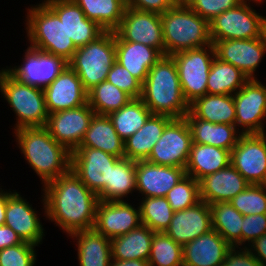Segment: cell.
<instances>
[{"mask_svg": "<svg viewBox=\"0 0 266 266\" xmlns=\"http://www.w3.org/2000/svg\"><path fill=\"white\" fill-rule=\"evenodd\" d=\"M42 191L46 217L69 236L94 228L98 195L72 170L46 184Z\"/></svg>", "mask_w": 266, "mask_h": 266, "instance_id": "6da1fadb", "label": "cell"}, {"mask_svg": "<svg viewBox=\"0 0 266 266\" xmlns=\"http://www.w3.org/2000/svg\"><path fill=\"white\" fill-rule=\"evenodd\" d=\"M14 132L19 149L43 186L71 170V152L45 127H22Z\"/></svg>", "mask_w": 266, "mask_h": 266, "instance_id": "7a4b0ae2", "label": "cell"}, {"mask_svg": "<svg viewBox=\"0 0 266 266\" xmlns=\"http://www.w3.org/2000/svg\"><path fill=\"white\" fill-rule=\"evenodd\" d=\"M140 99L152 114L181 119L189 112L172 56L163 55L149 70Z\"/></svg>", "mask_w": 266, "mask_h": 266, "instance_id": "3957f363", "label": "cell"}, {"mask_svg": "<svg viewBox=\"0 0 266 266\" xmlns=\"http://www.w3.org/2000/svg\"><path fill=\"white\" fill-rule=\"evenodd\" d=\"M165 55L212 44L209 21L200 17L183 1L160 14Z\"/></svg>", "mask_w": 266, "mask_h": 266, "instance_id": "277c9868", "label": "cell"}, {"mask_svg": "<svg viewBox=\"0 0 266 266\" xmlns=\"http://www.w3.org/2000/svg\"><path fill=\"white\" fill-rule=\"evenodd\" d=\"M28 10L26 33L31 43L29 47L61 57L68 63L77 48L68 38L65 24L44 2Z\"/></svg>", "mask_w": 266, "mask_h": 266, "instance_id": "5b68a950", "label": "cell"}, {"mask_svg": "<svg viewBox=\"0 0 266 266\" xmlns=\"http://www.w3.org/2000/svg\"><path fill=\"white\" fill-rule=\"evenodd\" d=\"M0 92L16 114L14 130L22 127H45L48 119L43 89L25 84L0 71Z\"/></svg>", "mask_w": 266, "mask_h": 266, "instance_id": "8992f818", "label": "cell"}, {"mask_svg": "<svg viewBox=\"0 0 266 266\" xmlns=\"http://www.w3.org/2000/svg\"><path fill=\"white\" fill-rule=\"evenodd\" d=\"M115 62V32L105 31L96 40L77 48L68 65L76 72L88 92L106 80Z\"/></svg>", "mask_w": 266, "mask_h": 266, "instance_id": "52a82bcc", "label": "cell"}, {"mask_svg": "<svg viewBox=\"0 0 266 266\" xmlns=\"http://www.w3.org/2000/svg\"><path fill=\"white\" fill-rule=\"evenodd\" d=\"M175 60L182 94L188 104L207 94V80L215 57L213 44L178 52Z\"/></svg>", "mask_w": 266, "mask_h": 266, "instance_id": "ba28073f", "label": "cell"}, {"mask_svg": "<svg viewBox=\"0 0 266 266\" xmlns=\"http://www.w3.org/2000/svg\"><path fill=\"white\" fill-rule=\"evenodd\" d=\"M243 0L236 7L224 11L209 21L211 41L260 38L265 16L256 13L250 3ZM263 3V0L250 2Z\"/></svg>", "mask_w": 266, "mask_h": 266, "instance_id": "9c48e42d", "label": "cell"}, {"mask_svg": "<svg viewBox=\"0 0 266 266\" xmlns=\"http://www.w3.org/2000/svg\"><path fill=\"white\" fill-rule=\"evenodd\" d=\"M192 143L186 119H173L165 127L146 161L162 166L185 168Z\"/></svg>", "mask_w": 266, "mask_h": 266, "instance_id": "30bf717a", "label": "cell"}, {"mask_svg": "<svg viewBox=\"0 0 266 266\" xmlns=\"http://www.w3.org/2000/svg\"><path fill=\"white\" fill-rule=\"evenodd\" d=\"M231 164L249 184L266 185V133H241Z\"/></svg>", "mask_w": 266, "mask_h": 266, "instance_id": "8fae6325", "label": "cell"}, {"mask_svg": "<svg viewBox=\"0 0 266 266\" xmlns=\"http://www.w3.org/2000/svg\"><path fill=\"white\" fill-rule=\"evenodd\" d=\"M235 102V126L242 127V134L264 133L266 119V85L258 79H249L233 95Z\"/></svg>", "mask_w": 266, "mask_h": 266, "instance_id": "7c38bea8", "label": "cell"}, {"mask_svg": "<svg viewBox=\"0 0 266 266\" xmlns=\"http://www.w3.org/2000/svg\"><path fill=\"white\" fill-rule=\"evenodd\" d=\"M118 159L99 149L78 147L71 152V170L92 192L99 195L110 183L111 166Z\"/></svg>", "mask_w": 266, "mask_h": 266, "instance_id": "4fadbf2b", "label": "cell"}, {"mask_svg": "<svg viewBox=\"0 0 266 266\" xmlns=\"http://www.w3.org/2000/svg\"><path fill=\"white\" fill-rule=\"evenodd\" d=\"M114 32L123 41L142 43L165 55L160 14L126 7L121 23Z\"/></svg>", "mask_w": 266, "mask_h": 266, "instance_id": "5bb4252c", "label": "cell"}, {"mask_svg": "<svg viewBox=\"0 0 266 266\" xmlns=\"http://www.w3.org/2000/svg\"><path fill=\"white\" fill-rule=\"evenodd\" d=\"M95 114L87 102L76 108L49 114L45 128L59 144L73 152L81 144Z\"/></svg>", "mask_w": 266, "mask_h": 266, "instance_id": "9a60e30c", "label": "cell"}, {"mask_svg": "<svg viewBox=\"0 0 266 266\" xmlns=\"http://www.w3.org/2000/svg\"><path fill=\"white\" fill-rule=\"evenodd\" d=\"M68 63L61 57L28 47L23 64L5 69L15 79L41 89L52 83Z\"/></svg>", "mask_w": 266, "mask_h": 266, "instance_id": "2e32d148", "label": "cell"}, {"mask_svg": "<svg viewBox=\"0 0 266 266\" xmlns=\"http://www.w3.org/2000/svg\"><path fill=\"white\" fill-rule=\"evenodd\" d=\"M215 57L241 70L249 79L266 53L262 37L253 39H229L212 42Z\"/></svg>", "mask_w": 266, "mask_h": 266, "instance_id": "e0dca14e", "label": "cell"}, {"mask_svg": "<svg viewBox=\"0 0 266 266\" xmlns=\"http://www.w3.org/2000/svg\"><path fill=\"white\" fill-rule=\"evenodd\" d=\"M141 224L140 208L126 201H101L96 208L94 229L110 240Z\"/></svg>", "mask_w": 266, "mask_h": 266, "instance_id": "ac0fdd59", "label": "cell"}, {"mask_svg": "<svg viewBox=\"0 0 266 266\" xmlns=\"http://www.w3.org/2000/svg\"><path fill=\"white\" fill-rule=\"evenodd\" d=\"M43 92L48 114L76 108L88 102L82 81L69 65Z\"/></svg>", "mask_w": 266, "mask_h": 266, "instance_id": "d6986e66", "label": "cell"}, {"mask_svg": "<svg viewBox=\"0 0 266 266\" xmlns=\"http://www.w3.org/2000/svg\"><path fill=\"white\" fill-rule=\"evenodd\" d=\"M44 3L65 24L67 36L76 48L96 40L105 32L95 21L86 18L73 0H44Z\"/></svg>", "mask_w": 266, "mask_h": 266, "instance_id": "ffe728a7", "label": "cell"}, {"mask_svg": "<svg viewBox=\"0 0 266 266\" xmlns=\"http://www.w3.org/2000/svg\"><path fill=\"white\" fill-rule=\"evenodd\" d=\"M184 176L185 168L136 161V191L145 197H166Z\"/></svg>", "mask_w": 266, "mask_h": 266, "instance_id": "44dd1931", "label": "cell"}, {"mask_svg": "<svg viewBox=\"0 0 266 266\" xmlns=\"http://www.w3.org/2000/svg\"><path fill=\"white\" fill-rule=\"evenodd\" d=\"M37 215L32 204L18 192L7 191L5 225L13 229L22 241L39 246L44 236V228Z\"/></svg>", "mask_w": 266, "mask_h": 266, "instance_id": "7402d4cb", "label": "cell"}, {"mask_svg": "<svg viewBox=\"0 0 266 266\" xmlns=\"http://www.w3.org/2000/svg\"><path fill=\"white\" fill-rule=\"evenodd\" d=\"M211 229L210 205L200 201L192 207L175 211L165 233L183 246Z\"/></svg>", "mask_w": 266, "mask_h": 266, "instance_id": "603a6c76", "label": "cell"}, {"mask_svg": "<svg viewBox=\"0 0 266 266\" xmlns=\"http://www.w3.org/2000/svg\"><path fill=\"white\" fill-rule=\"evenodd\" d=\"M232 248L212 228L183 245V266H221Z\"/></svg>", "mask_w": 266, "mask_h": 266, "instance_id": "cb8c5ba5", "label": "cell"}, {"mask_svg": "<svg viewBox=\"0 0 266 266\" xmlns=\"http://www.w3.org/2000/svg\"><path fill=\"white\" fill-rule=\"evenodd\" d=\"M249 183L230 163L223 169L199 180L200 199L207 204L229 202L248 187Z\"/></svg>", "mask_w": 266, "mask_h": 266, "instance_id": "d4e9b609", "label": "cell"}, {"mask_svg": "<svg viewBox=\"0 0 266 266\" xmlns=\"http://www.w3.org/2000/svg\"><path fill=\"white\" fill-rule=\"evenodd\" d=\"M116 62L126 68L141 83L149 70L163 56L156 48L142 43L123 41L115 33Z\"/></svg>", "mask_w": 266, "mask_h": 266, "instance_id": "484cf974", "label": "cell"}, {"mask_svg": "<svg viewBox=\"0 0 266 266\" xmlns=\"http://www.w3.org/2000/svg\"><path fill=\"white\" fill-rule=\"evenodd\" d=\"M184 118L189 125L193 143L231 151L241 135V132L238 131L239 128H236L235 125L207 122L195 118L190 112Z\"/></svg>", "mask_w": 266, "mask_h": 266, "instance_id": "4316f807", "label": "cell"}, {"mask_svg": "<svg viewBox=\"0 0 266 266\" xmlns=\"http://www.w3.org/2000/svg\"><path fill=\"white\" fill-rule=\"evenodd\" d=\"M172 120L166 115L151 114L145 124L124 141L125 157L134 161L146 160Z\"/></svg>", "mask_w": 266, "mask_h": 266, "instance_id": "83f0119b", "label": "cell"}, {"mask_svg": "<svg viewBox=\"0 0 266 266\" xmlns=\"http://www.w3.org/2000/svg\"><path fill=\"white\" fill-rule=\"evenodd\" d=\"M231 163V151L223 148L192 143L186 175L199 181L206 175L215 173Z\"/></svg>", "mask_w": 266, "mask_h": 266, "instance_id": "f1b7e54d", "label": "cell"}, {"mask_svg": "<svg viewBox=\"0 0 266 266\" xmlns=\"http://www.w3.org/2000/svg\"><path fill=\"white\" fill-rule=\"evenodd\" d=\"M79 147L99 149L115 157H125L124 141L107 115L93 116Z\"/></svg>", "mask_w": 266, "mask_h": 266, "instance_id": "f546056e", "label": "cell"}, {"mask_svg": "<svg viewBox=\"0 0 266 266\" xmlns=\"http://www.w3.org/2000/svg\"><path fill=\"white\" fill-rule=\"evenodd\" d=\"M154 233L147 225L140 224L127 234L112 238V259L148 261Z\"/></svg>", "mask_w": 266, "mask_h": 266, "instance_id": "4dcf8cb0", "label": "cell"}, {"mask_svg": "<svg viewBox=\"0 0 266 266\" xmlns=\"http://www.w3.org/2000/svg\"><path fill=\"white\" fill-rule=\"evenodd\" d=\"M189 112L207 122L235 125L233 95L205 94L189 104Z\"/></svg>", "mask_w": 266, "mask_h": 266, "instance_id": "1f68e13d", "label": "cell"}, {"mask_svg": "<svg viewBox=\"0 0 266 266\" xmlns=\"http://www.w3.org/2000/svg\"><path fill=\"white\" fill-rule=\"evenodd\" d=\"M77 240L80 266H109L112 260L111 240L94 228L70 235ZM77 238V239H76Z\"/></svg>", "mask_w": 266, "mask_h": 266, "instance_id": "d6a6232c", "label": "cell"}, {"mask_svg": "<svg viewBox=\"0 0 266 266\" xmlns=\"http://www.w3.org/2000/svg\"><path fill=\"white\" fill-rule=\"evenodd\" d=\"M136 190V161L127 157L119 158L111 166L110 183L98 195L101 201H123Z\"/></svg>", "mask_w": 266, "mask_h": 266, "instance_id": "836d02e7", "label": "cell"}, {"mask_svg": "<svg viewBox=\"0 0 266 266\" xmlns=\"http://www.w3.org/2000/svg\"><path fill=\"white\" fill-rule=\"evenodd\" d=\"M248 80L241 70L214 57L207 80V94L234 95Z\"/></svg>", "mask_w": 266, "mask_h": 266, "instance_id": "e575fe53", "label": "cell"}, {"mask_svg": "<svg viewBox=\"0 0 266 266\" xmlns=\"http://www.w3.org/2000/svg\"><path fill=\"white\" fill-rule=\"evenodd\" d=\"M86 18L95 21L105 31H115L123 18L125 0H73Z\"/></svg>", "mask_w": 266, "mask_h": 266, "instance_id": "d590c367", "label": "cell"}, {"mask_svg": "<svg viewBox=\"0 0 266 266\" xmlns=\"http://www.w3.org/2000/svg\"><path fill=\"white\" fill-rule=\"evenodd\" d=\"M212 228L232 247L241 246L243 215L230 202L210 204Z\"/></svg>", "mask_w": 266, "mask_h": 266, "instance_id": "8d00e7d4", "label": "cell"}, {"mask_svg": "<svg viewBox=\"0 0 266 266\" xmlns=\"http://www.w3.org/2000/svg\"><path fill=\"white\" fill-rule=\"evenodd\" d=\"M151 111L140 98L131 99L119 110L108 115L117 134L123 141L137 132L151 115Z\"/></svg>", "mask_w": 266, "mask_h": 266, "instance_id": "74e56055", "label": "cell"}, {"mask_svg": "<svg viewBox=\"0 0 266 266\" xmlns=\"http://www.w3.org/2000/svg\"><path fill=\"white\" fill-rule=\"evenodd\" d=\"M88 104L97 115H109L126 105L132 98L104 80L87 92Z\"/></svg>", "mask_w": 266, "mask_h": 266, "instance_id": "f35d334b", "label": "cell"}, {"mask_svg": "<svg viewBox=\"0 0 266 266\" xmlns=\"http://www.w3.org/2000/svg\"><path fill=\"white\" fill-rule=\"evenodd\" d=\"M142 199L139 204L141 224L147 225L154 232H165L174 215L166 197Z\"/></svg>", "mask_w": 266, "mask_h": 266, "instance_id": "ab89813d", "label": "cell"}, {"mask_svg": "<svg viewBox=\"0 0 266 266\" xmlns=\"http://www.w3.org/2000/svg\"><path fill=\"white\" fill-rule=\"evenodd\" d=\"M148 263L150 266H183V246L165 232H155Z\"/></svg>", "mask_w": 266, "mask_h": 266, "instance_id": "60d3db41", "label": "cell"}, {"mask_svg": "<svg viewBox=\"0 0 266 266\" xmlns=\"http://www.w3.org/2000/svg\"><path fill=\"white\" fill-rule=\"evenodd\" d=\"M172 210L180 211L201 201L199 181L191 176H184L166 195Z\"/></svg>", "mask_w": 266, "mask_h": 266, "instance_id": "b9f144b4", "label": "cell"}, {"mask_svg": "<svg viewBox=\"0 0 266 266\" xmlns=\"http://www.w3.org/2000/svg\"><path fill=\"white\" fill-rule=\"evenodd\" d=\"M230 204L243 216L266 213V185L249 184L248 187L233 197Z\"/></svg>", "mask_w": 266, "mask_h": 266, "instance_id": "7bdbcfd3", "label": "cell"}, {"mask_svg": "<svg viewBox=\"0 0 266 266\" xmlns=\"http://www.w3.org/2000/svg\"><path fill=\"white\" fill-rule=\"evenodd\" d=\"M36 245L28 242L0 250V266H34Z\"/></svg>", "mask_w": 266, "mask_h": 266, "instance_id": "ee69618b", "label": "cell"}, {"mask_svg": "<svg viewBox=\"0 0 266 266\" xmlns=\"http://www.w3.org/2000/svg\"><path fill=\"white\" fill-rule=\"evenodd\" d=\"M106 80L127 93L132 99L141 97L142 83L118 62L112 65Z\"/></svg>", "mask_w": 266, "mask_h": 266, "instance_id": "f6af8a7d", "label": "cell"}, {"mask_svg": "<svg viewBox=\"0 0 266 266\" xmlns=\"http://www.w3.org/2000/svg\"><path fill=\"white\" fill-rule=\"evenodd\" d=\"M243 0H183L200 17L211 21L215 16L236 7Z\"/></svg>", "mask_w": 266, "mask_h": 266, "instance_id": "bcb514c9", "label": "cell"}, {"mask_svg": "<svg viewBox=\"0 0 266 266\" xmlns=\"http://www.w3.org/2000/svg\"><path fill=\"white\" fill-rule=\"evenodd\" d=\"M241 227V246L246 241L248 244H251L258 237L266 233V213L244 215Z\"/></svg>", "mask_w": 266, "mask_h": 266, "instance_id": "7dc6e473", "label": "cell"}, {"mask_svg": "<svg viewBox=\"0 0 266 266\" xmlns=\"http://www.w3.org/2000/svg\"><path fill=\"white\" fill-rule=\"evenodd\" d=\"M179 0H125L126 7L163 14L174 7Z\"/></svg>", "mask_w": 266, "mask_h": 266, "instance_id": "c3c4849f", "label": "cell"}, {"mask_svg": "<svg viewBox=\"0 0 266 266\" xmlns=\"http://www.w3.org/2000/svg\"><path fill=\"white\" fill-rule=\"evenodd\" d=\"M237 251L236 247H233L227 254L226 260L221 266H262L259 260H257L253 254L244 247Z\"/></svg>", "mask_w": 266, "mask_h": 266, "instance_id": "681fc988", "label": "cell"}, {"mask_svg": "<svg viewBox=\"0 0 266 266\" xmlns=\"http://www.w3.org/2000/svg\"><path fill=\"white\" fill-rule=\"evenodd\" d=\"M22 242L17 233L9 226H0V250L21 244Z\"/></svg>", "mask_w": 266, "mask_h": 266, "instance_id": "f907efd6", "label": "cell"}, {"mask_svg": "<svg viewBox=\"0 0 266 266\" xmlns=\"http://www.w3.org/2000/svg\"><path fill=\"white\" fill-rule=\"evenodd\" d=\"M248 246L249 247L245 245L244 247H246L253 254V256L260 261L262 266H266V233L261 237H258Z\"/></svg>", "mask_w": 266, "mask_h": 266, "instance_id": "816d5d0a", "label": "cell"}, {"mask_svg": "<svg viewBox=\"0 0 266 266\" xmlns=\"http://www.w3.org/2000/svg\"><path fill=\"white\" fill-rule=\"evenodd\" d=\"M109 266H150L148 261L144 260H111Z\"/></svg>", "mask_w": 266, "mask_h": 266, "instance_id": "f5cc1de1", "label": "cell"}, {"mask_svg": "<svg viewBox=\"0 0 266 266\" xmlns=\"http://www.w3.org/2000/svg\"><path fill=\"white\" fill-rule=\"evenodd\" d=\"M7 207V192L0 191V226L5 225V212Z\"/></svg>", "mask_w": 266, "mask_h": 266, "instance_id": "db71d44e", "label": "cell"}, {"mask_svg": "<svg viewBox=\"0 0 266 266\" xmlns=\"http://www.w3.org/2000/svg\"><path fill=\"white\" fill-rule=\"evenodd\" d=\"M261 37L263 39L265 48H266V18L264 17L263 23H262V32Z\"/></svg>", "mask_w": 266, "mask_h": 266, "instance_id": "11a10c76", "label": "cell"}]
</instances>
